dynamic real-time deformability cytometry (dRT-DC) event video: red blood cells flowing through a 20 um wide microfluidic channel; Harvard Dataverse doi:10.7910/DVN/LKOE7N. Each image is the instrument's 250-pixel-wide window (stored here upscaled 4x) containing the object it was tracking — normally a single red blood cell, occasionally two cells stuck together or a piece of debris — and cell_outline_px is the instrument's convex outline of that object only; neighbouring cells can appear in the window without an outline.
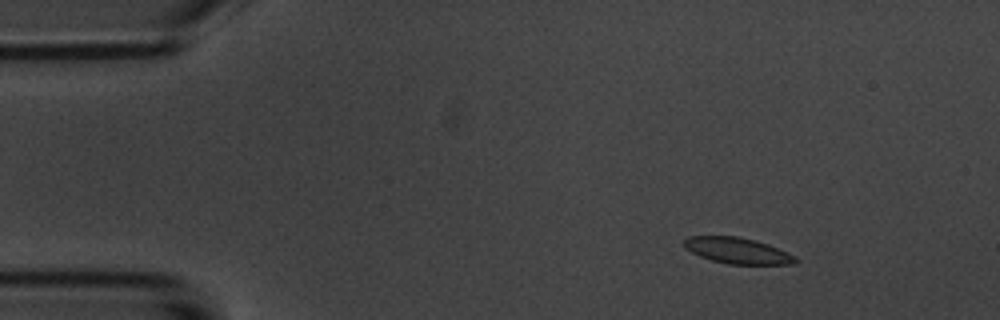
{"species": "common noctule bat (a hibernating species)", "species_latin": "Nyctalus noctula", "temperature_condition": "room temperature", "stored_images_in_passage": 6, "camera_frame_rate_fps": 3000, "um_per_image_px": 0.085, "animal": {"sex": "male", "body_mass_g": 20.1, "forearm_length_mm": 53.5}, "frame": {"image": 1, "passage_image": 3, "time_ms": 2.333, "image_size_px": [1000, 320], "cell_outline_px": [[800, 260], [796, 264], [728, 264], [712, 260], [700, 256], [684, 248], [684, 240], [688, 236], [740, 236], [756, 240], [768, 244], [796, 256]], "centroid_in_image_um": [62.71, 21.3], "position_along_channel_um": 22.3, "area_um2": 16.99}}